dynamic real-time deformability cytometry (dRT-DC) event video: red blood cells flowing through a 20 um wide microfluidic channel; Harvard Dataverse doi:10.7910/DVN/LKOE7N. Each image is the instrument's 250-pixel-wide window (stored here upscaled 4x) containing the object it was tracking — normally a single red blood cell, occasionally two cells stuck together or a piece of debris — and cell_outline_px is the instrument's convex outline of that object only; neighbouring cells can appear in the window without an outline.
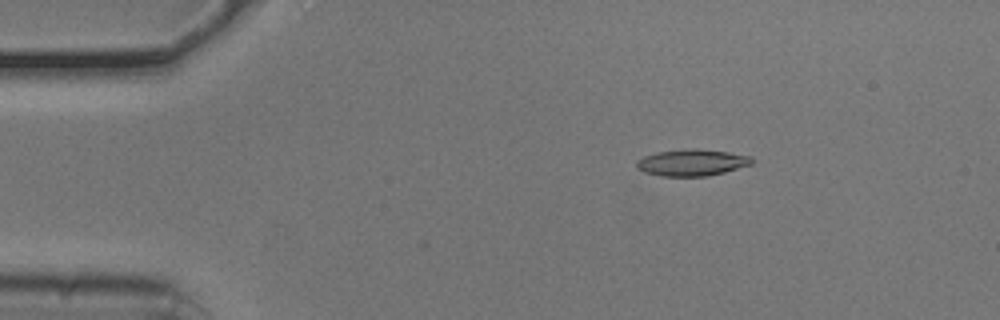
{"species": "common noctule bat (a hibernating species)", "species_latin": "Nyctalus noctula", "temperature_condition": "cold", "stored_images_in_passage": 29, "camera_frame_rate_fps": 3000, "um_per_image_px": 0.085, "animal": {"sex": "male", "body_mass_g": 20.5, "forearm_length_mm": 52.5}, "frame": {"image": 1, "passage_image": 1, "time_ms": 0.0, "image_size_px": [1000, 320], "cell_outline_px": [[752, 164], [724, 172], [708, 176], [660, 176], [644, 172], [636, 168], [636, 160], [644, 156], [656, 152], [692, 148], [728, 152], [752, 156]], "centroid_in_image_um": [58.78, 13.82], "position_along_channel_um": 26.2, "area_um2": 17.86}}
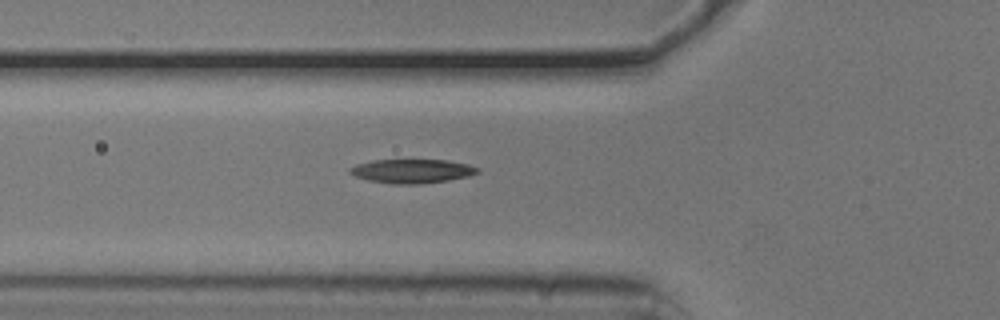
{"frame": {"image": 2, "passage_image": 11, "time_ms": 3.333, "image_size_px": [1000, 320], "cell_outline_px": [[480, 172], [468, 176], [448, 180], [420, 184], [392, 184], [368, 180], [356, 176], [348, 172], [348, 168], [356, 164], [372, 160], [448, 160], [468, 164], [480, 168]], "centroid_in_image_um": [35.02, 14.54], "position_along_channel_um": 90.8, "area_um2": 17.92}}
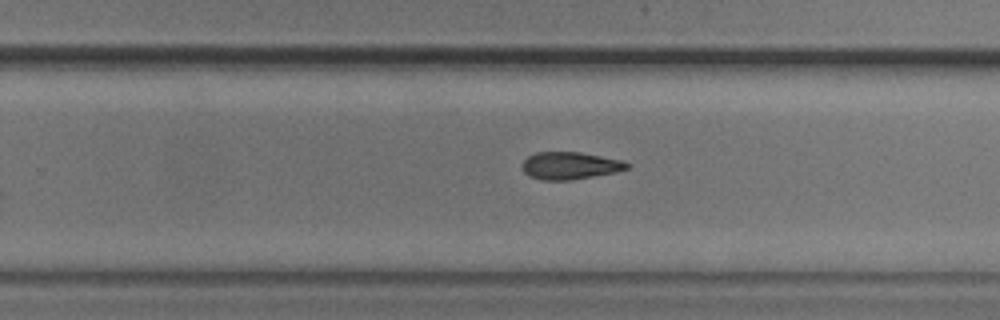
{"frame": {"image": 3, "passage_image": 26, "time_ms": 8.333, "image_size_px": [1000, 320], "cell_outline_px": [[632, 164], [628, 168], [616, 172], [572, 180], [540, 180], [528, 176], [524, 172], [520, 164], [528, 156], [536, 152], [580, 152], [620, 160]], "centroid_in_image_um": [48.41, 14.08], "position_along_channel_um": 281.4, "area_um2": 16.82}, "authors_computed_cell_mechanics": {"area_um2": 17.629, "velocity_mm_per_s": 3.7926, "shape_relaxation_time_tau1_ms": 3.9507, "shape_relaxation_time_tau2_ms": null, "deformation_change_tau1": 0.1301, "deformation_change_tau2": null}}